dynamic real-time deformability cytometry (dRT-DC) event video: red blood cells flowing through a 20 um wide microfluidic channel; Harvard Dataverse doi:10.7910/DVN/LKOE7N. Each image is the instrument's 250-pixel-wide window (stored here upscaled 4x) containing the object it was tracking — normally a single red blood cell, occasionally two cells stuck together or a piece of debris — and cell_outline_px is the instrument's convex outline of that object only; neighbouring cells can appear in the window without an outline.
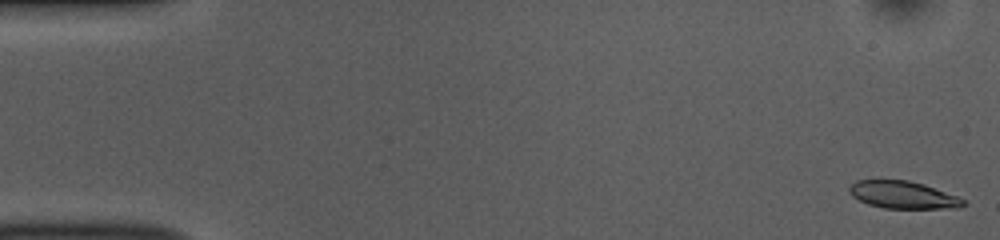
{"species": "common noctule bat (a hibernating species)", "species_latin": "Nyctalus noctula", "temperature_condition": "room temperature", "stored_images_in_passage": 52, "camera_frame_rate_fps": 3000, "um_per_image_px": 0.085, "animal": {"sex": "female", "body_mass_g": 10.0, "forearm_length_mm": 53.1}, "frame": {"image": 1, "passage_image": 1, "time_ms": 0.0, "image_size_px": [1000, 240], "cell_outline_px": [[968, 204], [960, 208], [884, 208], [868, 204], [852, 196], [848, 192], [848, 188], [856, 180], [908, 180], [924, 184], [956, 196], [964, 200]], "centroid_in_image_um": [76.75, 16.56], "position_along_channel_um": 8.2, "area_um2": 18.15}}
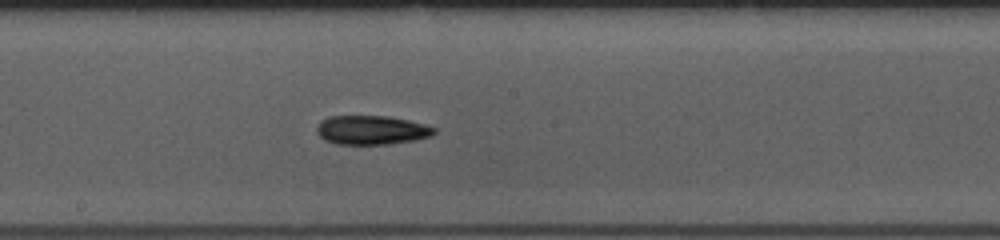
{"frame": {"image": 2, "passage_image": 28, "time_ms": 9.0, "image_size_px": [1000, 240], "cell_outline_px": [[436, 132], [432, 136], [416, 140], [388, 144], [336, 144], [324, 140], [316, 132], [316, 128], [320, 120], [328, 116], [388, 116], [408, 120], [424, 124], [436, 128]], "centroid_in_image_um": [31.57, 11.05], "position_along_channel_um": 216.6, "area_um2": 20.06}}
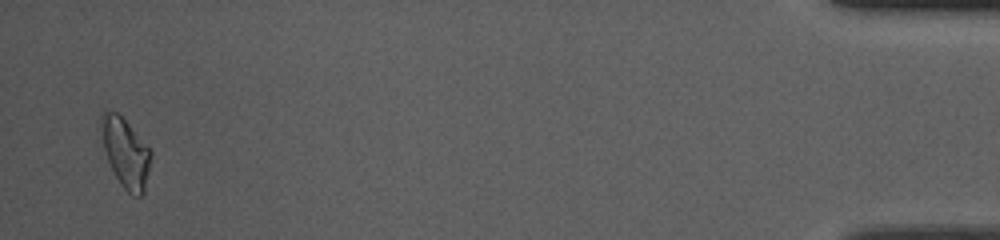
{"frame": {"image": 3, "passage_image": 51, "time_ms": 16.667, "image_size_px": [1000, 240], "cell_outline_px": [[152, 156], [144, 192], [140, 196], [132, 196], [120, 184], [108, 160], [104, 148], [100, 120], [100, 116], [104, 108], [116, 112], [128, 124], [152, 152]], "centroid_in_image_um": [10.67, 12.98], "position_along_channel_um": 424.5, "area_um2": 19.77}, "authors_computed_cell_mechanics": {"area_um2": 19.2474, "velocity_mm_per_s": 3.8094, "shape_relaxation_time_tau1_ms": 7.9227, "shape_relaxation_time_tau2_ms": null, "deformation_change_tau1": 0.1861, "deformation_change_tau2": null}}